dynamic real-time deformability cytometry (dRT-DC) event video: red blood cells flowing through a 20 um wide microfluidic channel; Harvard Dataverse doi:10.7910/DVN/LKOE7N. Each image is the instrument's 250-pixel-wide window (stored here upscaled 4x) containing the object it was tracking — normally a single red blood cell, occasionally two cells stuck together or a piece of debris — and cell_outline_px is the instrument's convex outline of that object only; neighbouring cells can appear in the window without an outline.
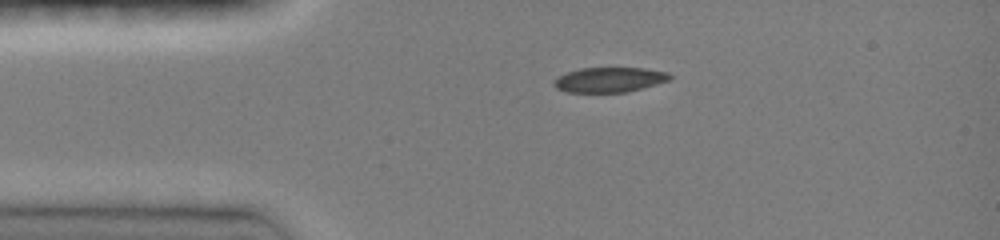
{"species": "common noctule bat (a hibernating species)", "species_latin": "Nyctalus noctula", "temperature_condition": "room temperature", "stored_images_in_passage": 39, "camera_frame_rate_fps": 3000, "um_per_image_px": 0.085, "animal": {"sex": "female", "body_mass_g": 19.0, "forearm_length_mm": 51.5}, "frame": {"image": 1, "passage_image": 1, "time_ms": 0.0, "image_size_px": [1000, 240], "cell_outline_px": [[672, 76], [668, 80], [656, 84], [628, 92], [564, 92], [556, 88], [552, 84], [552, 80], [568, 72], [580, 68], [644, 68], [668, 72]], "centroid_in_image_um": [51.77, 6.78], "position_along_channel_um": 33.2, "area_um2": 16.82}}
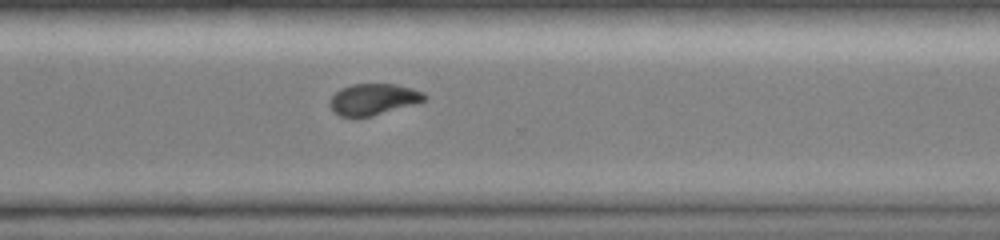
{"frame": {"image": 2, "passage_image": 26, "time_ms": 8.333, "image_size_px": [1000, 240], "cell_outline_px": [[428, 96], [424, 100], [412, 104], [372, 116], [340, 116], [332, 112], [328, 104], [328, 100], [340, 88], [352, 84], [396, 84], [412, 88], [424, 92]], "centroid_in_image_um": [31.69, 8.43], "position_along_channel_um": 338.9, "area_um2": 17.22}}
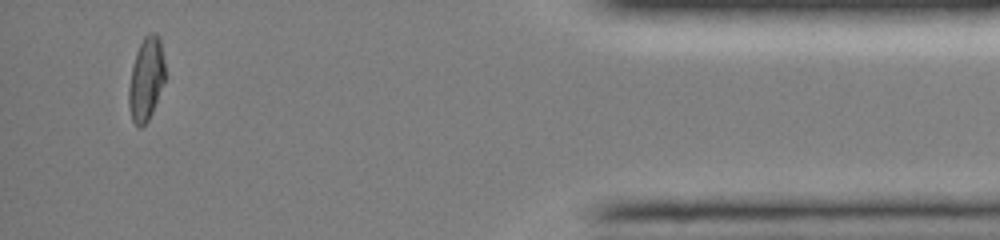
{"frame": {"image": 3, "passage_image": 36, "time_ms": 11.667, "image_size_px": [1000, 240], "cell_outline_px": [[164, 80], [152, 112], [148, 120], [140, 128], [132, 120], [128, 104], [128, 88], [132, 68], [136, 52], [144, 36], [148, 32], [156, 32], [160, 36], [164, 60]], "centroid_in_image_um": [12.41, 6.67], "position_along_channel_um": 422.8, "area_um2": 17.51}, "authors_computed_cell_mechanics": {"area_um2": 18.3804, "velocity_mm_per_s": 4.0327, "shape_relaxation_time_tau1_ms": 6.9202, "shape_relaxation_time_tau2_ms": 4.4081, "deformation_change_tau1": 0.193, "deformation_change_tau2": 0.0508}}